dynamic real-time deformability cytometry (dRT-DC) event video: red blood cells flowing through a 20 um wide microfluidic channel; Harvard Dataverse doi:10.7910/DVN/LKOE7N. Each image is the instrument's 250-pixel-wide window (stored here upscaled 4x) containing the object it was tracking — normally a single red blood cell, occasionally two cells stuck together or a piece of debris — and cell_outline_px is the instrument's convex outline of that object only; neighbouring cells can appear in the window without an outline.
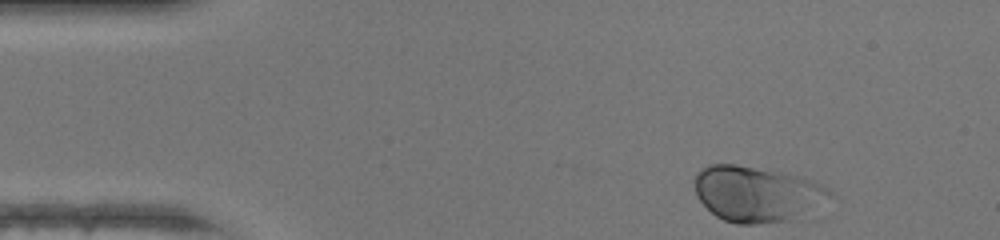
{"species": "human", "species_latin": "Homo sapiens", "temperature_condition": "warm", "stored_images_in_passage": 43, "camera_frame_rate_fps": 3000, "um_per_image_px": 0.085, "donor": {"sex": "female"}, "frame": {"image": 1, "passage_image": 1, "time_ms": 0.0, "image_size_px": [1000, 240], "cell_outline_px": [[836, 196], [800, 220], [760, 224], [736, 224], [724, 220], [716, 216], [696, 196], [696, 172], [700, 168], [708, 164], [736, 164], [788, 172], [804, 176], [828, 188]], "centroid_in_image_um": [64.44, 16.49], "position_along_channel_um": 20.6, "area_um2": 45.14}}
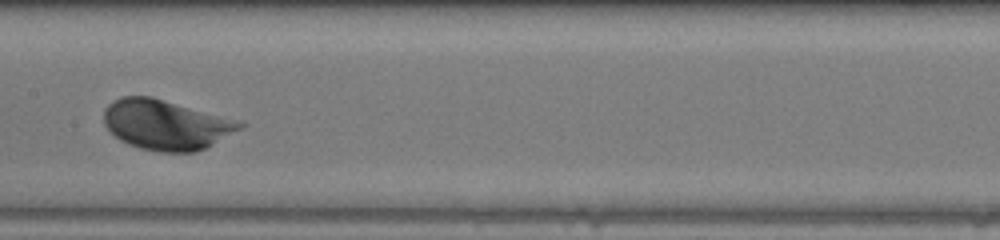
{"frame": {"image": 2, "passage_image": 19, "time_ms": 6.0, "image_size_px": [1000, 240], "cell_outline_px": [[248, 124], [244, 128], [196, 152], [160, 152], [140, 148], [128, 144], [120, 140], [104, 124], [104, 108], [112, 100], [120, 96], [152, 96], [236, 120]], "centroid_in_image_um": [14.1, 10.59], "position_along_channel_um": 193.3, "area_um2": 39.54}}
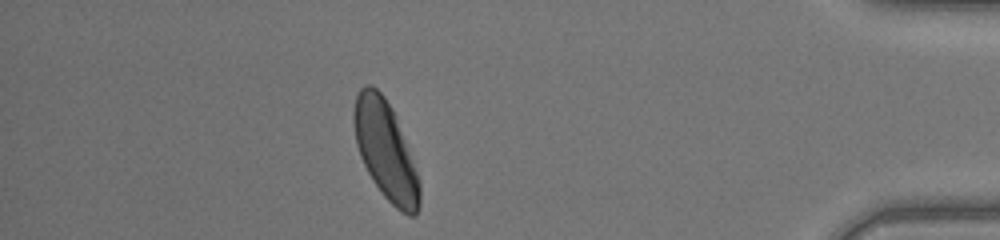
{"frame": {"image": 3, "passage_image": 37, "time_ms": 12.0, "image_size_px": [1000, 240], "cell_outline_px": [[420, 204], [416, 216], [408, 216], [400, 212], [384, 196], [372, 180], [360, 156], [356, 144], [352, 120], [352, 112], [356, 96], [360, 88], [364, 84], [372, 84], [384, 96], [392, 108], [396, 116], [416, 172], [420, 184]], "centroid_in_image_um": [32.74, 12.77], "position_along_channel_um": 402.5, "area_um2": 37.63}, "authors_computed_cell_mechanics": {"area_um2": 38.8416, "velocity_mm_per_s": 4.2946, "shape_relaxation_time_tau1_ms": 1.2346, "shape_relaxation_time_tau2_ms": null, "deformation_change_tau1": 0.1046, "deformation_change_tau2": null}}